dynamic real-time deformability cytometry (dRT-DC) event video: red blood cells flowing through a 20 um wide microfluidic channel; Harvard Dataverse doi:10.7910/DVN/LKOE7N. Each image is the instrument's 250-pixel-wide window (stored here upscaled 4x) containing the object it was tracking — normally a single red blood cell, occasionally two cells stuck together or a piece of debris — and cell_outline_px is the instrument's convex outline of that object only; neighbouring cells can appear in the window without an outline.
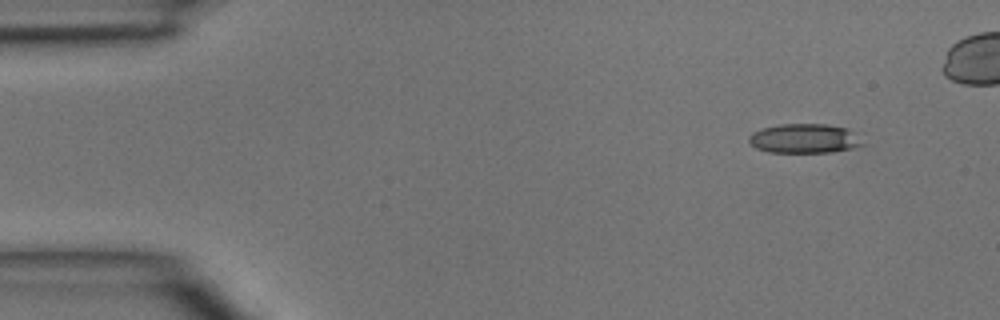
{"species": "common noctule bat (a hibernating species)", "species_latin": "Nyctalus noctula", "temperature_condition": "room temperature", "stored_images_in_passage": 39, "camera_frame_rate_fps": 3000, "um_per_image_px": 0.085, "animal": {"sex": "male", "body_mass_g": 15.6}, "frame": {"image": 1, "passage_image": 1, "time_ms": 0.0, "image_size_px": [1000, 320], "cell_outline_px": [[868, 144], [856, 148], [828, 152], [768, 152], [756, 148], [748, 140], [748, 136], [752, 132], [760, 128], [780, 124], [824, 124], [848, 128]], "centroid_in_image_um": [68.4, 11.77], "position_along_channel_um": 16.6, "area_um2": 19.71}}
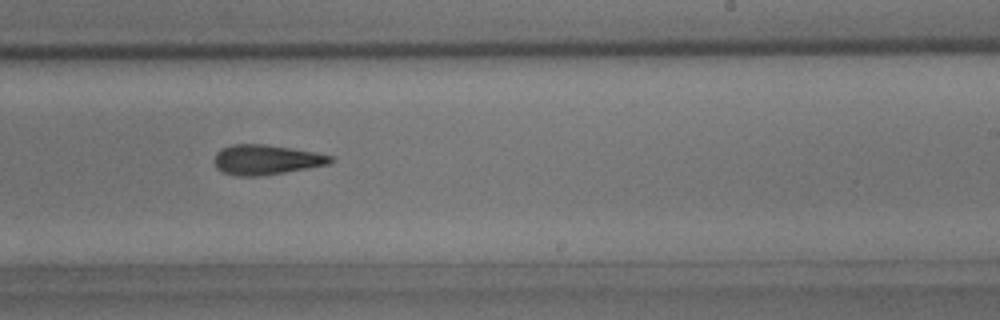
{"frame": {"image": 2, "passage_image": 25, "time_ms": 8.0, "image_size_px": [1000, 320], "cell_outline_px": [[332, 160], [328, 164], [284, 172], [260, 176], [236, 176], [220, 172], [216, 168], [212, 160], [216, 152], [220, 148], [232, 144], [264, 144], [312, 152], [332, 156]], "centroid_in_image_um": [22.49, 13.58], "position_along_channel_um": 266.5, "area_um2": 20.17}}
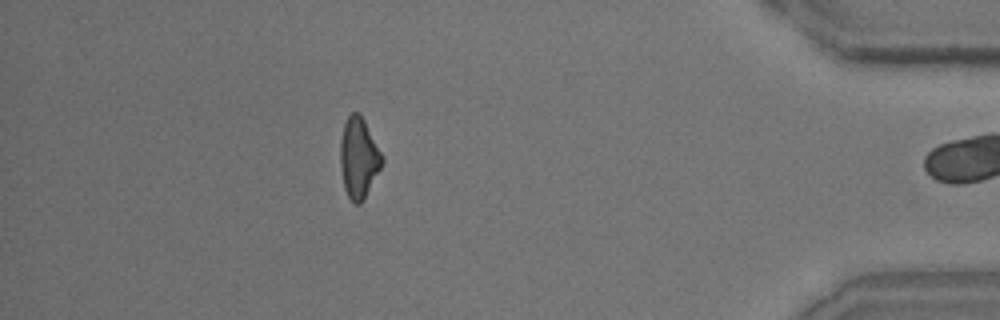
{"frame": {"image": 3, "passage_image": 38, "time_ms": 12.333, "image_size_px": [1000, 320], "cell_outline_px": [[384, 160], [364, 200], [360, 204], [356, 204], [348, 196], [344, 188], [340, 168], [340, 140], [344, 124], [348, 116], [352, 112], [360, 112], [384, 156]], "centroid_in_image_um": [30.49, 13.4], "position_along_channel_um": 404.7, "area_um2": 19.71}}